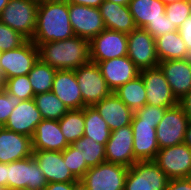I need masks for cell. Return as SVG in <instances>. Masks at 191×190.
<instances>
[{
  "instance_id": "30bf717a",
  "label": "cell",
  "mask_w": 191,
  "mask_h": 190,
  "mask_svg": "<svg viewBox=\"0 0 191 190\" xmlns=\"http://www.w3.org/2000/svg\"><path fill=\"white\" fill-rule=\"evenodd\" d=\"M153 161L168 179L191 177V148L184 142L159 149Z\"/></svg>"
},
{
  "instance_id": "db71d44e",
  "label": "cell",
  "mask_w": 191,
  "mask_h": 190,
  "mask_svg": "<svg viewBox=\"0 0 191 190\" xmlns=\"http://www.w3.org/2000/svg\"><path fill=\"white\" fill-rule=\"evenodd\" d=\"M77 190H86L83 186H79L78 188H77Z\"/></svg>"
},
{
  "instance_id": "ba28073f",
  "label": "cell",
  "mask_w": 191,
  "mask_h": 190,
  "mask_svg": "<svg viewBox=\"0 0 191 190\" xmlns=\"http://www.w3.org/2000/svg\"><path fill=\"white\" fill-rule=\"evenodd\" d=\"M166 174L152 161H136L127 172L124 190H166Z\"/></svg>"
},
{
  "instance_id": "d4e9b609",
  "label": "cell",
  "mask_w": 191,
  "mask_h": 190,
  "mask_svg": "<svg viewBox=\"0 0 191 190\" xmlns=\"http://www.w3.org/2000/svg\"><path fill=\"white\" fill-rule=\"evenodd\" d=\"M99 9L105 28L127 34L137 28L128 5L104 0Z\"/></svg>"
},
{
  "instance_id": "5b68a950",
  "label": "cell",
  "mask_w": 191,
  "mask_h": 190,
  "mask_svg": "<svg viewBox=\"0 0 191 190\" xmlns=\"http://www.w3.org/2000/svg\"><path fill=\"white\" fill-rule=\"evenodd\" d=\"M38 59L39 49L31 40L16 49L0 52V77L4 81L28 75Z\"/></svg>"
},
{
  "instance_id": "83f0119b",
  "label": "cell",
  "mask_w": 191,
  "mask_h": 190,
  "mask_svg": "<svg viewBox=\"0 0 191 190\" xmlns=\"http://www.w3.org/2000/svg\"><path fill=\"white\" fill-rule=\"evenodd\" d=\"M113 93L133 112L147 104V92L140 75L123 84Z\"/></svg>"
},
{
  "instance_id": "4dcf8cb0",
  "label": "cell",
  "mask_w": 191,
  "mask_h": 190,
  "mask_svg": "<svg viewBox=\"0 0 191 190\" xmlns=\"http://www.w3.org/2000/svg\"><path fill=\"white\" fill-rule=\"evenodd\" d=\"M56 69L44 63L41 59L35 63L28 74L34 95L50 92Z\"/></svg>"
},
{
  "instance_id": "f5cc1de1",
  "label": "cell",
  "mask_w": 191,
  "mask_h": 190,
  "mask_svg": "<svg viewBox=\"0 0 191 190\" xmlns=\"http://www.w3.org/2000/svg\"><path fill=\"white\" fill-rule=\"evenodd\" d=\"M0 190H9V189L5 186H0Z\"/></svg>"
},
{
  "instance_id": "4316f807",
  "label": "cell",
  "mask_w": 191,
  "mask_h": 190,
  "mask_svg": "<svg viewBox=\"0 0 191 190\" xmlns=\"http://www.w3.org/2000/svg\"><path fill=\"white\" fill-rule=\"evenodd\" d=\"M155 45L159 61L184 59L187 51L178 30L155 38Z\"/></svg>"
},
{
  "instance_id": "ee69618b",
  "label": "cell",
  "mask_w": 191,
  "mask_h": 190,
  "mask_svg": "<svg viewBox=\"0 0 191 190\" xmlns=\"http://www.w3.org/2000/svg\"><path fill=\"white\" fill-rule=\"evenodd\" d=\"M179 104L182 106L189 121H191V91L179 101Z\"/></svg>"
},
{
  "instance_id": "9c48e42d",
  "label": "cell",
  "mask_w": 191,
  "mask_h": 190,
  "mask_svg": "<svg viewBox=\"0 0 191 190\" xmlns=\"http://www.w3.org/2000/svg\"><path fill=\"white\" fill-rule=\"evenodd\" d=\"M189 122L188 117L179 103L167 108L162 120L156 127L159 149L183 143Z\"/></svg>"
},
{
  "instance_id": "f1b7e54d",
  "label": "cell",
  "mask_w": 191,
  "mask_h": 190,
  "mask_svg": "<svg viewBox=\"0 0 191 190\" xmlns=\"http://www.w3.org/2000/svg\"><path fill=\"white\" fill-rule=\"evenodd\" d=\"M84 122L83 136L92 138L99 144L106 145L110 138L111 130L94 106L84 107Z\"/></svg>"
},
{
  "instance_id": "7c38bea8",
  "label": "cell",
  "mask_w": 191,
  "mask_h": 190,
  "mask_svg": "<svg viewBox=\"0 0 191 190\" xmlns=\"http://www.w3.org/2000/svg\"><path fill=\"white\" fill-rule=\"evenodd\" d=\"M127 56L140 71L157 67L160 62L155 39L144 28H136L128 33Z\"/></svg>"
},
{
  "instance_id": "c3c4849f",
  "label": "cell",
  "mask_w": 191,
  "mask_h": 190,
  "mask_svg": "<svg viewBox=\"0 0 191 190\" xmlns=\"http://www.w3.org/2000/svg\"><path fill=\"white\" fill-rule=\"evenodd\" d=\"M113 3H117L123 6L129 5L130 0H107Z\"/></svg>"
},
{
  "instance_id": "bcb514c9",
  "label": "cell",
  "mask_w": 191,
  "mask_h": 190,
  "mask_svg": "<svg viewBox=\"0 0 191 190\" xmlns=\"http://www.w3.org/2000/svg\"><path fill=\"white\" fill-rule=\"evenodd\" d=\"M0 186L7 187V164L0 162Z\"/></svg>"
},
{
  "instance_id": "3957f363",
  "label": "cell",
  "mask_w": 191,
  "mask_h": 190,
  "mask_svg": "<svg viewBox=\"0 0 191 190\" xmlns=\"http://www.w3.org/2000/svg\"><path fill=\"white\" fill-rule=\"evenodd\" d=\"M39 3L35 0H9L0 14V22L32 40Z\"/></svg>"
},
{
  "instance_id": "44dd1931",
  "label": "cell",
  "mask_w": 191,
  "mask_h": 190,
  "mask_svg": "<svg viewBox=\"0 0 191 190\" xmlns=\"http://www.w3.org/2000/svg\"><path fill=\"white\" fill-rule=\"evenodd\" d=\"M131 127L133 130L135 159L137 161L154 160L159 151L154 124L141 123V120H132Z\"/></svg>"
},
{
  "instance_id": "f907efd6",
  "label": "cell",
  "mask_w": 191,
  "mask_h": 190,
  "mask_svg": "<svg viewBox=\"0 0 191 190\" xmlns=\"http://www.w3.org/2000/svg\"><path fill=\"white\" fill-rule=\"evenodd\" d=\"M166 6L168 4H171V3H174V2H181V1H184V0H161Z\"/></svg>"
},
{
  "instance_id": "9a60e30c",
  "label": "cell",
  "mask_w": 191,
  "mask_h": 190,
  "mask_svg": "<svg viewBox=\"0 0 191 190\" xmlns=\"http://www.w3.org/2000/svg\"><path fill=\"white\" fill-rule=\"evenodd\" d=\"M106 162L131 167L137 160L133 150V130L131 125L111 131L105 145Z\"/></svg>"
},
{
  "instance_id": "60d3db41",
  "label": "cell",
  "mask_w": 191,
  "mask_h": 190,
  "mask_svg": "<svg viewBox=\"0 0 191 190\" xmlns=\"http://www.w3.org/2000/svg\"><path fill=\"white\" fill-rule=\"evenodd\" d=\"M178 31L187 48L184 60L191 63V15L186 18Z\"/></svg>"
},
{
  "instance_id": "d6a6232c",
  "label": "cell",
  "mask_w": 191,
  "mask_h": 190,
  "mask_svg": "<svg viewBox=\"0 0 191 190\" xmlns=\"http://www.w3.org/2000/svg\"><path fill=\"white\" fill-rule=\"evenodd\" d=\"M72 146L79 150L82 163H86L89 167L106 162L105 145L95 142L92 138L82 136Z\"/></svg>"
},
{
  "instance_id": "603a6c76",
  "label": "cell",
  "mask_w": 191,
  "mask_h": 190,
  "mask_svg": "<svg viewBox=\"0 0 191 190\" xmlns=\"http://www.w3.org/2000/svg\"><path fill=\"white\" fill-rule=\"evenodd\" d=\"M100 116L106 121L111 131L131 125L134 112L113 92L94 105Z\"/></svg>"
},
{
  "instance_id": "b9f144b4",
  "label": "cell",
  "mask_w": 191,
  "mask_h": 190,
  "mask_svg": "<svg viewBox=\"0 0 191 190\" xmlns=\"http://www.w3.org/2000/svg\"><path fill=\"white\" fill-rule=\"evenodd\" d=\"M166 190H191V177L169 179L166 185Z\"/></svg>"
},
{
  "instance_id": "8d00e7d4",
  "label": "cell",
  "mask_w": 191,
  "mask_h": 190,
  "mask_svg": "<svg viewBox=\"0 0 191 190\" xmlns=\"http://www.w3.org/2000/svg\"><path fill=\"white\" fill-rule=\"evenodd\" d=\"M165 13L172 25H175L179 29L186 18L191 15V3L184 0L168 4L165 7Z\"/></svg>"
},
{
  "instance_id": "7dc6e473",
  "label": "cell",
  "mask_w": 191,
  "mask_h": 190,
  "mask_svg": "<svg viewBox=\"0 0 191 190\" xmlns=\"http://www.w3.org/2000/svg\"><path fill=\"white\" fill-rule=\"evenodd\" d=\"M184 143L191 148V121L188 123Z\"/></svg>"
},
{
  "instance_id": "8992f818",
  "label": "cell",
  "mask_w": 191,
  "mask_h": 190,
  "mask_svg": "<svg viewBox=\"0 0 191 190\" xmlns=\"http://www.w3.org/2000/svg\"><path fill=\"white\" fill-rule=\"evenodd\" d=\"M128 167L104 162L90 167L80 179L86 190H124Z\"/></svg>"
},
{
  "instance_id": "6da1fadb",
  "label": "cell",
  "mask_w": 191,
  "mask_h": 190,
  "mask_svg": "<svg viewBox=\"0 0 191 190\" xmlns=\"http://www.w3.org/2000/svg\"><path fill=\"white\" fill-rule=\"evenodd\" d=\"M75 36L69 19V3L66 0H50L39 3L32 42L39 47L47 42L62 41Z\"/></svg>"
},
{
  "instance_id": "681fc988",
  "label": "cell",
  "mask_w": 191,
  "mask_h": 190,
  "mask_svg": "<svg viewBox=\"0 0 191 190\" xmlns=\"http://www.w3.org/2000/svg\"><path fill=\"white\" fill-rule=\"evenodd\" d=\"M9 0H0V14L2 13L4 7L8 4Z\"/></svg>"
},
{
  "instance_id": "4fadbf2b",
  "label": "cell",
  "mask_w": 191,
  "mask_h": 190,
  "mask_svg": "<svg viewBox=\"0 0 191 190\" xmlns=\"http://www.w3.org/2000/svg\"><path fill=\"white\" fill-rule=\"evenodd\" d=\"M69 19L74 35L89 42L104 29L99 8L69 3Z\"/></svg>"
},
{
  "instance_id": "816d5d0a",
  "label": "cell",
  "mask_w": 191,
  "mask_h": 190,
  "mask_svg": "<svg viewBox=\"0 0 191 190\" xmlns=\"http://www.w3.org/2000/svg\"><path fill=\"white\" fill-rule=\"evenodd\" d=\"M3 90V80L2 78L0 77V91Z\"/></svg>"
},
{
  "instance_id": "ac0fdd59",
  "label": "cell",
  "mask_w": 191,
  "mask_h": 190,
  "mask_svg": "<svg viewBox=\"0 0 191 190\" xmlns=\"http://www.w3.org/2000/svg\"><path fill=\"white\" fill-rule=\"evenodd\" d=\"M108 88L115 92L120 86L135 79L140 70L128 56L109 59L98 63Z\"/></svg>"
},
{
  "instance_id": "836d02e7",
  "label": "cell",
  "mask_w": 191,
  "mask_h": 190,
  "mask_svg": "<svg viewBox=\"0 0 191 190\" xmlns=\"http://www.w3.org/2000/svg\"><path fill=\"white\" fill-rule=\"evenodd\" d=\"M3 89L21 101L34 98V92L28 75L12 77L3 81Z\"/></svg>"
},
{
  "instance_id": "f35d334b",
  "label": "cell",
  "mask_w": 191,
  "mask_h": 190,
  "mask_svg": "<svg viewBox=\"0 0 191 190\" xmlns=\"http://www.w3.org/2000/svg\"><path fill=\"white\" fill-rule=\"evenodd\" d=\"M20 102L17 96L7 93L4 89L0 91V127H4L13 109Z\"/></svg>"
},
{
  "instance_id": "f546056e",
  "label": "cell",
  "mask_w": 191,
  "mask_h": 190,
  "mask_svg": "<svg viewBox=\"0 0 191 190\" xmlns=\"http://www.w3.org/2000/svg\"><path fill=\"white\" fill-rule=\"evenodd\" d=\"M58 121L62 134L69 145H72L84 135V108L69 110Z\"/></svg>"
},
{
  "instance_id": "7a4b0ae2",
  "label": "cell",
  "mask_w": 191,
  "mask_h": 190,
  "mask_svg": "<svg viewBox=\"0 0 191 190\" xmlns=\"http://www.w3.org/2000/svg\"><path fill=\"white\" fill-rule=\"evenodd\" d=\"M38 49L39 59L56 70H75L91 61L90 42L76 35L41 44Z\"/></svg>"
},
{
  "instance_id": "cb8c5ba5",
  "label": "cell",
  "mask_w": 191,
  "mask_h": 190,
  "mask_svg": "<svg viewBox=\"0 0 191 190\" xmlns=\"http://www.w3.org/2000/svg\"><path fill=\"white\" fill-rule=\"evenodd\" d=\"M67 143L58 120L43 119L32 137L33 150L63 151Z\"/></svg>"
},
{
  "instance_id": "52a82bcc",
  "label": "cell",
  "mask_w": 191,
  "mask_h": 190,
  "mask_svg": "<svg viewBox=\"0 0 191 190\" xmlns=\"http://www.w3.org/2000/svg\"><path fill=\"white\" fill-rule=\"evenodd\" d=\"M74 71L81 91L84 107L94 106L112 93L97 63L90 61Z\"/></svg>"
},
{
  "instance_id": "ab89813d",
  "label": "cell",
  "mask_w": 191,
  "mask_h": 190,
  "mask_svg": "<svg viewBox=\"0 0 191 190\" xmlns=\"http://www.w3.org/2000/svg\"><path fill=\"white\" fill-rule=\"evenodd\" d=\"M144 29L151 35L153 38H157L161 35L168 34L172 31H177L178 28L175 25H172L169 17L166 15L160 19L150 22Z\"/></svg>"
},
{
  "instance_id": "1f68e13d",
  "label": "cell",
  "mask_w": 191,
  "mask_h": 190,
  "mask_svg": "<svg viewBox=\"0 0 191 190\" xmlns=\"http://www.w3.org/2000/svg\"><path fill=\"white\" fill-rule=\"evenodd\" d=\"M34 100L43 119L60 120L69 111L52 91L37 94Z\"/></svg>"
},
{
  "instance_id": "7bdbcfd3",
  "label": "cell",
  "mask_w": 191,
  "mask_h": 190,
  "mask_svg": "<svg viewBox=\"0 0 191 190\" xmlns=\"http://www.w3.org/2000/svg\"><path fill=\"white\" fill-rule=\"evenodd\" d=\"M80 182H51L43 190H77Z\"/></svg>"
},
{
  "instance_id": "11a10c76",
  "label": "cell",
  "mask_w": 191,
  "mask_h": 190,
  "mask_svg": "<svg viewBox=\"0 0 191 190\" xmlns=\"http://www.w3.org/2000/svg\"><path fill=\"white\" fill-rule=\"evenodd\" d=\"M35 1L40 3V2H43V1H50V0H35Z\"/></svg>"
},
{
  "instance_id": "5bb4252c",
  "label": "cell",
  "mask_w": 191,
  "mask_h": 190,
  "mask_svg": "<svg viewBox=\"0 0 191 190\" xmlns=\"http://www.w3.org/2000/svg\"><path fill=\"white\" fill-rule=\"evenodd\" d=\"M147 92V104L170 108L179 103L159 66L140 71Z\"/></svg>"
},
{
  "instance_id": "e575fe53",
  "label": "cell",
  "mask_w": 191,
  "mask_h": 190,
  "mask_svg": "<svg viewBox=\"0 0 191 190\" xmlns=\"http://www.w3.org/2000/svg\"><path fill=\"white\" fill-rule=\"evenodd\" d=\"M63 158L69 170L78 180H80L90 168L86 163H82L79 150L72 145H69L63 150Z\"/></svg>"
},
{
  "instance_id": "74e56055",
  "label": "cell",
  "mask_w": 191,
  "mask_h": 190,
  "mask_svg": "<svg viewBox=\"0 0 191 190\" xmlns=\"http://www.w3.org/2000/svg\"><path fill=\"white\" fill-rule=\"evenodd\" d=\"M167 108L146 104L134 112L132 120H141V123L154 124V128L162 120Z\"/></svg>"
},
{
  "instance_id": "f6af8a7d",
  "label": "cell",
  "mask_w": 191,
  "mask_h": 190,
  "mask_svg": "<svg viewBox=\"0 0 191 190\" xmlns=\"http://www.w3.org/2000/svg\"><path fill=\"white\" fill-rule=\"evenodd\" d=\"M66 1L71 4H78V5L99 8L104 0H66Z\"/></svg>"
},
{
  "instance_id": "ffe728a7",
  "label": "cell",
  "mask_w": 191,
  "mask_h": 190,
  "mask_svg": "<svg viewBox=\"0 0 191 190\" xmlns=\"http://www.w3.org/2000/svg\"><path fill=\"white\" fill-rule=\"evenodd\" d=\"M33 155L32 138L0 127V162L11 163Z\"/></svg>"
},
{
  "instance_id": "277c9868",
  "label": "cell",
  "mask_w": 191,
  "mask_h": 190,
  "mask_svg": "<svg viewBox=\"0 0 191 190\" xmlns=\"http://www.w3.org/2000/svg\"><path fill=\"white\" fill-rule=\"evenodd\" d=\"M48 182L33 156L7 164L9 190H43Z\"/></svg>"
},
{
  "instance_id": "484cf974",
  "label": "cell",
  "mask_w": 191,
  "mask_h": 190,
  "mask_svg": "<svg viewBox=\"0 0 191 190\" xmlns=\"http://www.w3.org/2000/svg\"><path fill=\"white\" fill-rule=\"evenodd\" d=\"M128 6L137 28H144L166 15V5L161 0H130Z\"/></svg>"
},
{
  "instance_id": "2e32d148",
  "label": "cell",
  "mask_w": 191,
  "mask_h": 190,
  "mask_svg": "<svg viewBox=\"0 0 191 190\" xmlns=\"http://www.w3.org/2000/svg\"><path fill=\"white\" fill-rule=\"evenodd\" d=\"M32 156L39 164L48 183L80 182L64 162L63 151L33 150Z\"/></svg>"
},
{
  "instance_id": "e0dca14e",
  "label": "cell",
  "mask_w": 191,
  "mask_h": 190,
  "mask_svg": "<svg viewBox=\"0 0 191 190\" xmlns=\"http://www.w3.org/2000/svg\"><path fill=\"white\" fill-rule=\"evenodd\" d=\"M43 120L34 98L21 101L9 116L4 128L18 134L33 137L37 125Z\"/></svg>"
},
{
  "instance_id": "8fae6325",
  "label": "cell",
  "mask_w": 191,
  "mask_h": 190,
  "mask_svg": "<svg viewBox=\"0 0 191 190\" xmlns=\"http://www.w3.org/2000/svg\"><path fill=\"white\" fill-rule=\"evenodd\" d=\"M128 34L105 28L90 41V60L99 63L127 56Z\"/></svg>"
},
{
  "instance_id": "d590c367",
  "label": "cell",
  "mask_w": 191,
  "mask_h": 190,
  "mask_svg": "<svg viewBox=\"0 0 191 190\" xmlns=\"http://www.w3.org/2000/svg\"><path fill=\"white\" fill-rule=\"evenodd\" d=\"M26 41L19 32L0 22V52L16 49Z\"/></svg>"
},
{
  "instance_id": "d6986e66",
  "label": "cell",
  "mask_w": 191,
  "mask_h": 190,
  "mask_svg": "<svg viewBox=\"0 0 191 190\" xmlns=\"http://www.w3.org/2000/svg\"><path fill=\"white\" fill-rule=\"evenodd\" d=\"M158 66L178 101L191 91V63L184 59L167 60L160 61Z\"/></svg>"
},
{
  "instance_id": "7402d4cb",
  "label": "cell",
  "mask_w": 191,
  "mask_h": 190,
  "mask_svg": "<svg viewBox=\"0 0 191 190\" xmlns=\"http://www.w3.org/2000/svg\"><path fill=\"white\" fill-rule=\"evenodd\" d=\"M51 91L69 110L84 108V102L74 70H57Z\"/></svg>"
}]
</instances>
